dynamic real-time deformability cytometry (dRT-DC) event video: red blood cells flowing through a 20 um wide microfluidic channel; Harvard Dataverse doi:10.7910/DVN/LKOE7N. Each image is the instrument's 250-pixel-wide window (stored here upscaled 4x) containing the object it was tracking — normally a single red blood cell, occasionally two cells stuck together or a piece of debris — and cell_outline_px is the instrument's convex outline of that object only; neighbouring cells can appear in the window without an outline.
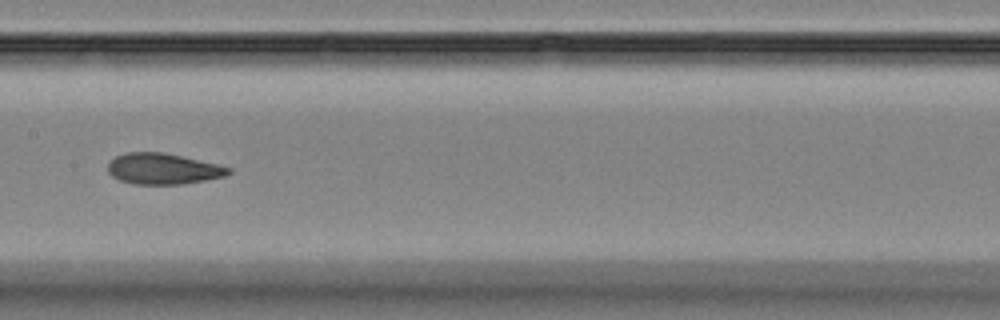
{"species": "Egyptian fruit bat (a non-hibernating species)", "species_latin": "Rousettus aegyptiacus", "temperature_condition": "room temperature", "stored_images_in_passage": 11, "segment_of_instrument_passage": [1, 2], "camera_frame_rate_fps": 3000, "um_per_image_px": 0.085, "animal": {"sex": "female"}, "frame": {"image": 1, "passage_image": 8, "time_ms": 8.0, "image_size_px": [1000, 320], "cell_outline_px": [[232, 172], [224, 176], [184, 184], [132, 184], [120, 180], [112, 176], [108, 172], [108, 164], [116, 156], [124, 152], [160, 152], [180, 156], [216, 164], [232, 168]], "centroid_in_image_um": [13.83, 14.35], "position_along_channel_um": 193.6, "area_um2": 21.56}}
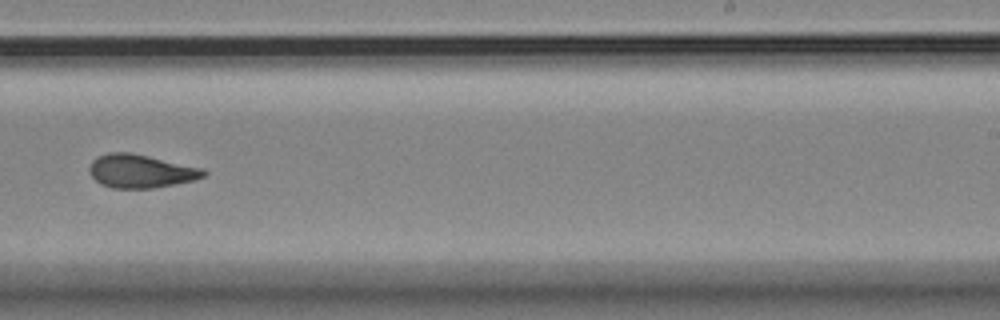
{"frame": {"image": 2, "passage_image": 10, "time_ms": 10.333, "image_size_px": [1000, 320], "cell_outline_px": [[208, 172], [204, 176], [196, 180], [176, 184], [152, 188], [112, 188], [100, 184], [88, 172], [88, 168], [92, 160], [96, 156], [108, 152], [132, 152], [204, 168]], "centroid_in_image_um": [11.96, 14.54], "position_along_channel_um": 277.0, "area_um2": 22.6}}